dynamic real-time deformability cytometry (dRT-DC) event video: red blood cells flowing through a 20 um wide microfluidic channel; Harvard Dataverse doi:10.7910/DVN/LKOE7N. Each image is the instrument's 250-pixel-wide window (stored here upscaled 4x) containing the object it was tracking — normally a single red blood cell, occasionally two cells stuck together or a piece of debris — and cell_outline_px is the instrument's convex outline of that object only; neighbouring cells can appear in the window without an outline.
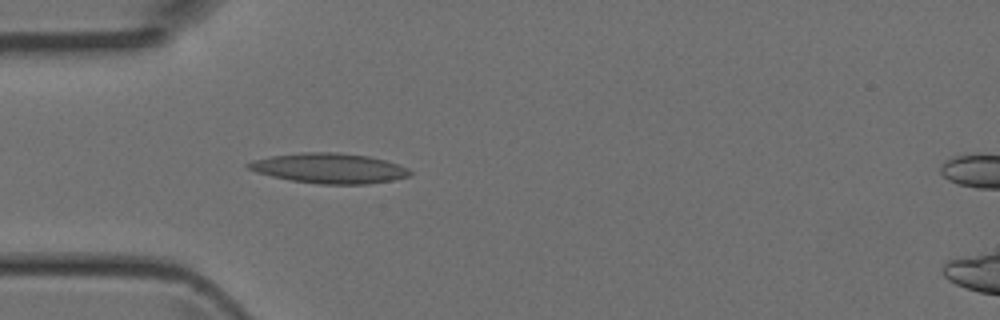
{"species": "Egyptian fruit bat (a non-hibernating species)", "species_latin": "Rousettus aegyptiacus", "temperature_condition": "room temperature", "stored_images_in_passage": 4, "camera_frame_rate_fps": 3000, "um_per_image_px": 0.085, "animal": {"sex": "female"}, "frame": {"image": 1, "passage_image": 4, "time_ms": 1.0, "image_size_px": [1000, 320], "cell_outline_px": [[412, 172], [408, 176], [392, 180], [368, 184], [320, 184], [292, 180], [272, 176], [256, 172], [248, 168], [244, 164], [252, 160], [272, 156], [300, 152], [340, 152], [368, 156], [384, 160], [408, 168]], "centroid_in_image_um": [27.96, 14.29], "position_along_channel_um": 57.0, "area_um2": 28.21}}